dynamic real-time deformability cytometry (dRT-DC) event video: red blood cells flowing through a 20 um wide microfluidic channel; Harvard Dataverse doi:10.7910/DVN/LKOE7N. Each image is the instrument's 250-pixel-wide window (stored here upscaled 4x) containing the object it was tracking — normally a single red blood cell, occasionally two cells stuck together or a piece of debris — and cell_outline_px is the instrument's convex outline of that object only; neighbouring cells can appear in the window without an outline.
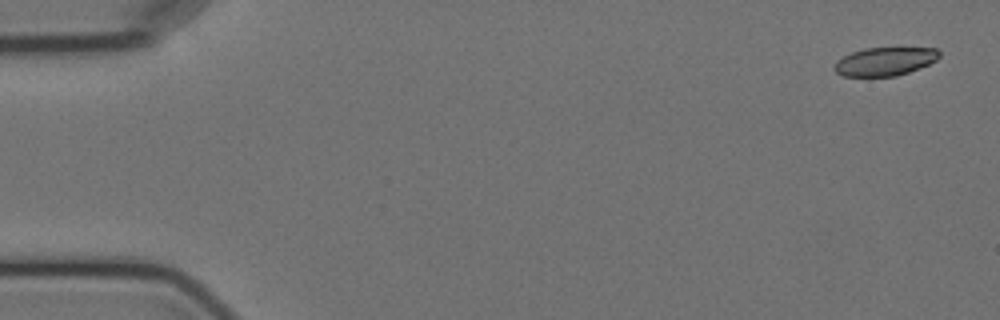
{"species": "Egyptian fruit bat (a non-hibernating species)", "species_latin": "Rousettus aegyptiacus", "temperature_condition": "cold", "stored_images_in_passage": 3, "camera_frame_rate_fps": 3000, "um_per_image_px": 0.085, "animal": {"sex": "female"}, "frame": {"image": 1, "passage_image": 1, "time_ms": 0.0, "image_size_px": [1000, 320], "cell_outline_px": [[940, 56], [936, 60], [928, 64], [908, 72], [896, 76], [844, 76], [836, 72], [836, 60], [852, 52], [864, 48], [936, 48], [940, 52]], "centroid_in_image_um": [75.23, 5.21], "position_along_channel_um": 9.8, "area_um2": 17.11}}